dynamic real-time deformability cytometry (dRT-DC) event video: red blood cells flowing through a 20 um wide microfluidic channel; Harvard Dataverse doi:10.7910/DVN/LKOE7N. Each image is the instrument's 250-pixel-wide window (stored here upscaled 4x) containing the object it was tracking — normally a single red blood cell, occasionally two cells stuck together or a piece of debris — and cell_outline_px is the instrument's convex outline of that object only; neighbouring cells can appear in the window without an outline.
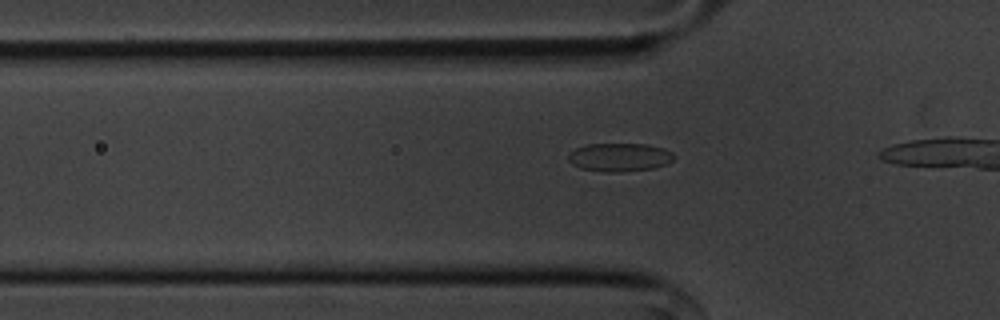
{"species": "common noctule bat (a hibernating species)", "species_latin": "Nyctalus noctula", "temperature_condition": "cold", "stored_images_in_passage": 11, "camera_frame_rate_fps": 3000, "um_per_image_px": 0.085, "animal": {"sex": "male", "body_mass_g": 20.1, "forearm_length_mm": 53.5}, "frame": {"image": 1, "passage_image": 8, "time_ms": 2.333, "image_size_px": [1000, 320], "cell_outline_px": [[676, 156], [672, 160], [656, 168], [620, 172], [604, 172], [580, 168], [572, 164], [568, 160], [568, 156], [576, 148], [588, 144], [648, 144], [664, 148], [672, 152]], "centroid_in_image_um": [52.68, 13.37], "position_along_channel_um": 73.1, "area_um2": 17.51}}